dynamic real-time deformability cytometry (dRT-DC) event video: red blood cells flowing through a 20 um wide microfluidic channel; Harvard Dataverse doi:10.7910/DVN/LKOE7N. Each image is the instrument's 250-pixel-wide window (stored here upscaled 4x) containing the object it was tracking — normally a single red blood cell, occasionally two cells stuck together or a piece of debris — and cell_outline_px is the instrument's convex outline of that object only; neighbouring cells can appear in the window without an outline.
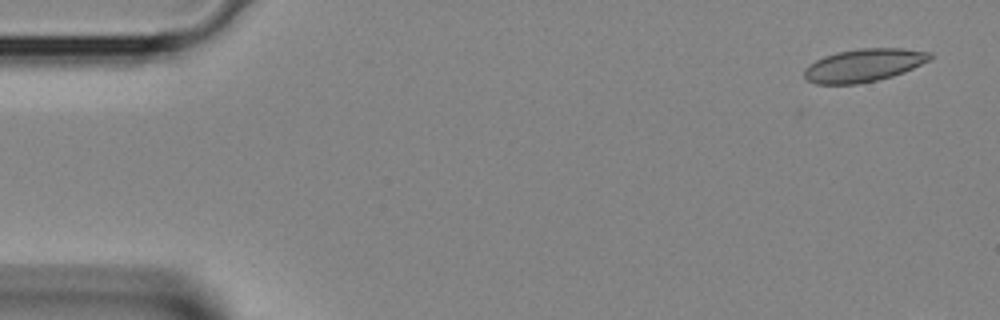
{"species": "Egyptian fruit bat (a non-hibernating species)", "species_latin": "Rousettus aegyptiacus", "temperature_condition": "room temperature", "stored_images_in_passage": 6, "camera_frame_rate_fps": 3000, "um_per_image_px": 0.085, "animal": {"sex": "female"}, "frame": {"image": 1, "passage_image": 1, "time_ms": 0.0, "image_size_px": [1000, 320], "cell_outline_px": [[932, 60], [904, 72], [892, 76], [876, 80], [856, 84], [816, 84], [808, 80], [804, 76], [804, 68], [808, 64], [824, 56], [836, 52], [860, 48], [900, 48], [932, 52]], "centroid_in_image_um": [73.43, 5.54], "position_along_channel_um": 11.6, "area_um2": 24.28}}